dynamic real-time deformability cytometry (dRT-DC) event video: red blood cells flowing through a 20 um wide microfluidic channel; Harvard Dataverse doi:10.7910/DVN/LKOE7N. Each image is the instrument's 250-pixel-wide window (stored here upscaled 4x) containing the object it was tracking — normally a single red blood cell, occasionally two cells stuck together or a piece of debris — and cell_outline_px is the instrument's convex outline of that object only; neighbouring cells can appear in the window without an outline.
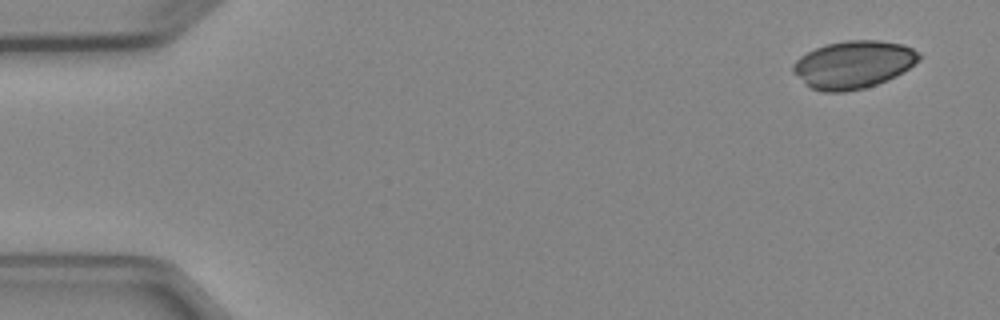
{"species": "Egyptian fruit bat (a non-hibernating species)", "species_latin": "Rousettus aegyptiacus", "temperature_condition": "cold", "stored_images_in_passage": 4, "camera_frame_rate_fps": 3000, "um_per_image_px": 0.085, "animal": {"sex": "female"}, "frame": {"image": 1, "passage_image": 1, "time_ms": 0.0, "image_size_px": [1000, 320], "cell_outline_px": [[924, 56], [920, 60], [896, 76], [876, 84], [864, 88], [844, 92], [824, 92], [812, 88], [792, 72], [792, 64], [800, 56], [816, 48], [828, 44], [848, 40], [880, 40], [904, 44], [920, 52]], "centroid_in_image_um": [72.57, 5.48], "position_along_channel_um": 12.4, "area_um2": 34.97}}
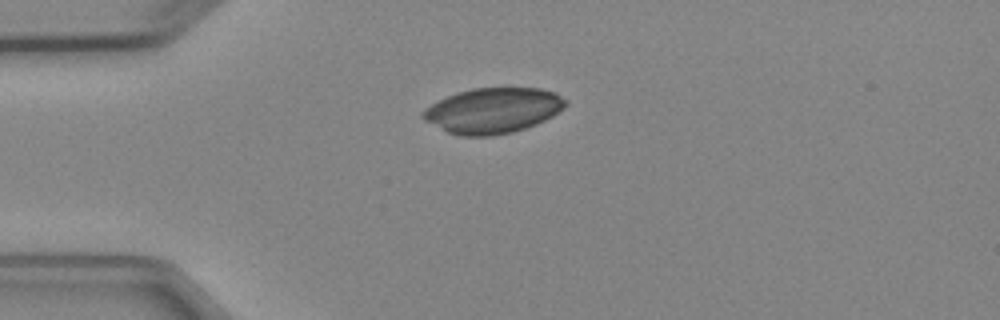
{"frame": {"image": 2, "passage_image": 4, "time_ms": 3.333, "image_size_px": [1000, 320], "cell_outline_px": [[568, 104], [564, 108], [552, 116], [536, 124], [512, 132], [492, 136], [460, 136], [448, 132], [424, 120], [420, 116], [420, 112], [424, 108], [456, 92], [472, 88], [540, 88], [556, 92], [568, 100]], "centroid_in_image_um": [41.91, 9.39], "position_along_channel_um": 43.1, "area_um2": 37.86}}